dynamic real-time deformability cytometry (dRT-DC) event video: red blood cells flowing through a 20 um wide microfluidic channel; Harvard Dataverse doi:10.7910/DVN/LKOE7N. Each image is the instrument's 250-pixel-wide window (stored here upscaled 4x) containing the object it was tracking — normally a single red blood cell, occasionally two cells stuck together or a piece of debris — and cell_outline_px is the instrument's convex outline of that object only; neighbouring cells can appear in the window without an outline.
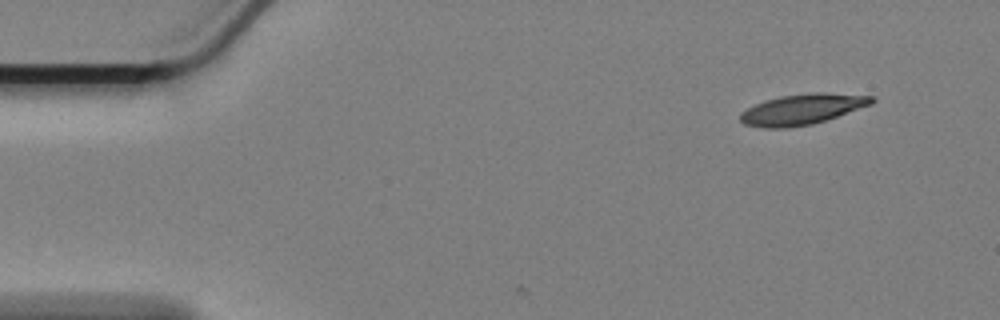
{"species": "Egyptian fruit bat (a non-hibernating species)", "species_latin": "Rousettus aegyptiacus", "temperature_condition": "cold", "stored_images_in_passage": 2, "camera_frame_rate_fps": 3000, "um_per_image_px": 0.085, "animal": {"sex": "female"}, "frame": {"image": 1, "passage_image": 2, "time_ms": 0.333, "image_size_px": [1000, 320], "cell_outline_px": [[876, 100], [872, 104], [812, 124], [784, 128], [764, 128], [744, 124], [740, 120], [740, 112], [764, 100], [780, 96], [812, 92], [820, 92], [876, 96]], "centroid_in_image_um": [68.19, 9.28], "position_along_channel_um": 16.8, "area_um2": 23.29}}